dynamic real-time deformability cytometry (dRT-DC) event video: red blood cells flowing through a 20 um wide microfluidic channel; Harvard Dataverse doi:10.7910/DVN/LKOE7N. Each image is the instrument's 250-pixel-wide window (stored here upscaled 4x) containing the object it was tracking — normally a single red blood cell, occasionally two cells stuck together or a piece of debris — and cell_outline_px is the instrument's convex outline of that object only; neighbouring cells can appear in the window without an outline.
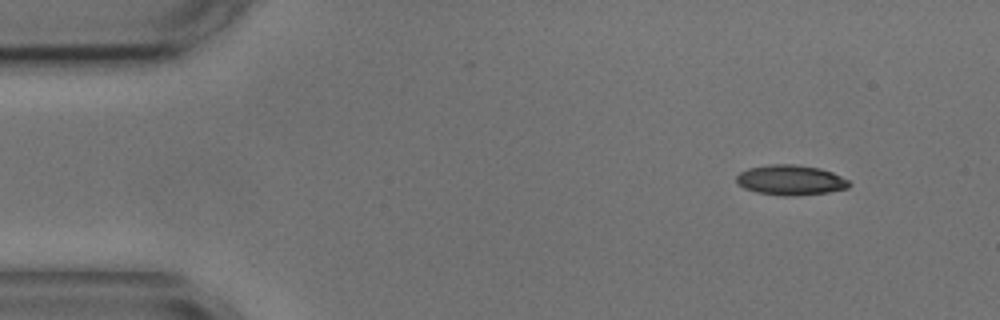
{"species": "common noctule bat (a hibernating species)", "species_latin": "Nyctalus noctula", "temperature_condition": "cold", "stored_images_in_passage": 6, "camera_frame_rate_fps": 3000, "um_per_image_px": 0.085, "animal": {"sex": "male", "body_mass_g": 17.9, "forearm_length_mm": 54.2}, "frame": {"image": 1, "passage_image": 1, "time_ms": 0.0, "image_size_px": [1000, 320], "cell_outline_px": [[852, 184], [848, 188], [828, 192], [796, 196], [784, 196], [756, 192], [744, 188], [736, 180], [736, 176], [740, 172], [748, 168], [768, 164], [796, 164], [820, 168], [832, 172], [848, 180]], "centroid_in_image_um": [67.21, 15.3], "position_along_channel_um": 17.8, "area_um2": 19.88}}
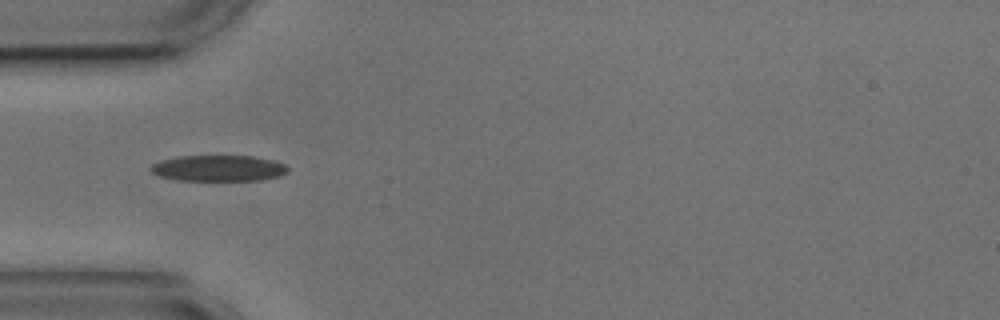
{"frame": {"image": 2, "passage_image": 4, "time_ms": 3.667, "image_size_px": [1000, 320], "cell_outline_px": [[288, 172], [280, 176], [260, 180], [176, 180], [160, 176], [152, 172], [148, 168], [152, 164], [160, 160], [180, 156], [252, 156], [272, 160], [284, 164], [288, 168]], "centroid_in_image_um": [18.55, 14.3], "position_along_channel_um": 66.4, "area_um2": 20.75}}